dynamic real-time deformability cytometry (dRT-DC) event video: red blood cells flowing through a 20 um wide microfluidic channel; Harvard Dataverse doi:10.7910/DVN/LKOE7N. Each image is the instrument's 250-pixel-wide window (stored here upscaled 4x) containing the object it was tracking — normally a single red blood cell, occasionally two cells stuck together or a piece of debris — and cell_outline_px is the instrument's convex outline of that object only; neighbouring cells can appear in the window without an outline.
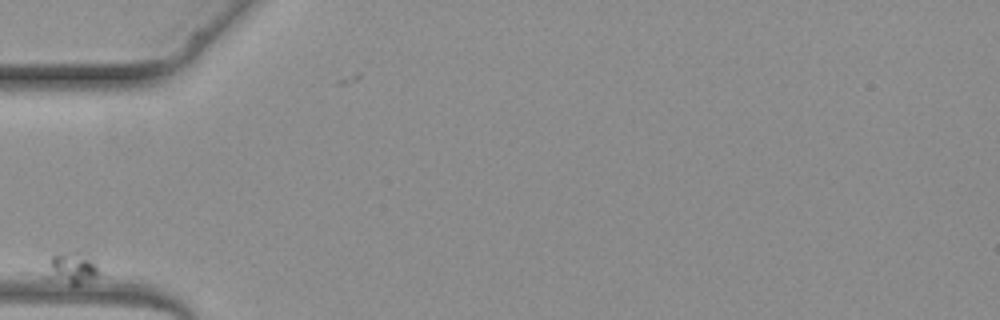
{"species": "common noctule bat (a hibernating species)", "species_latin": "Nyctalus noctula", "temperature_condition": "warm", "stored_images_in_passage": 4, "camera_frame_rate_fps": 3000, "um_per_image_px": 0.085, "animal": {"sex": "female", "body_mass_g": 19.3, "forearm_length_mm": 54.1}, "frame": {"image": 1, "passage_image": 1, "time_ms": 0.0, "image_size_px": [1000, 320], "cell_outline_px": [[104, 276], [80, 284], [68, 284], [40, 276], [52, 256], [60, 252], [76, 248], [80, 248], [88, 252], [92, 256]], "centroid_in_image_um": [6.15, 22.73], "position_along_channel_um": 78.8, "area_um2": 11.16}}
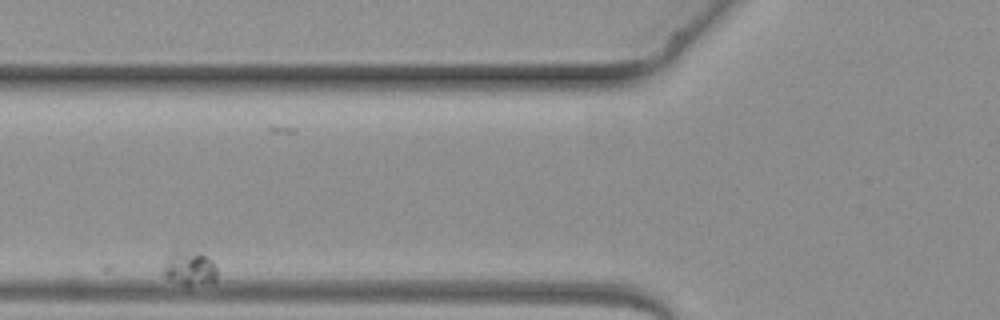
{"frame": {"image": 2, "passage_image": 2, "time_ms": 1.333, "image_size_px": [1000, 320], "cell_outline_px": [[216, 280], [212, 284], [184, 284], [164, 276], [160, 272], [164, 260], [172, 252], [200, 252], [212, 260], [216, 268]], "centroid_in_image_um": [16.1, 22.8], "position_along_channel_um": 109.7, "area_um2": 10.69}}
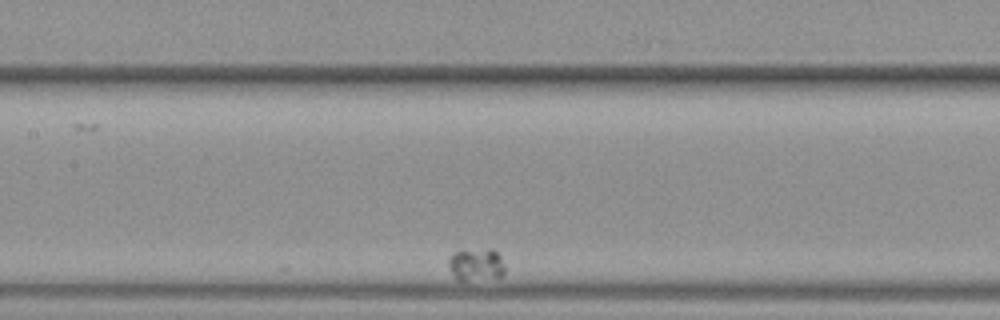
{"frame": {"image": 3, "passage_image": 4, "time_ms": 3.667, "image_size_px": [1000, 320], "cell_outline_px": [[504, 272], [500, 276], [464, 280], [456, 280], [448, 264], [448, 256], [452, 252], [460, 248], [492, 248], [500, 256], [504, 264]], "centroid_in_image_um": [40.41, 22.41], "position_along_channel_um": 167.0, "area_um2": 10.92}}